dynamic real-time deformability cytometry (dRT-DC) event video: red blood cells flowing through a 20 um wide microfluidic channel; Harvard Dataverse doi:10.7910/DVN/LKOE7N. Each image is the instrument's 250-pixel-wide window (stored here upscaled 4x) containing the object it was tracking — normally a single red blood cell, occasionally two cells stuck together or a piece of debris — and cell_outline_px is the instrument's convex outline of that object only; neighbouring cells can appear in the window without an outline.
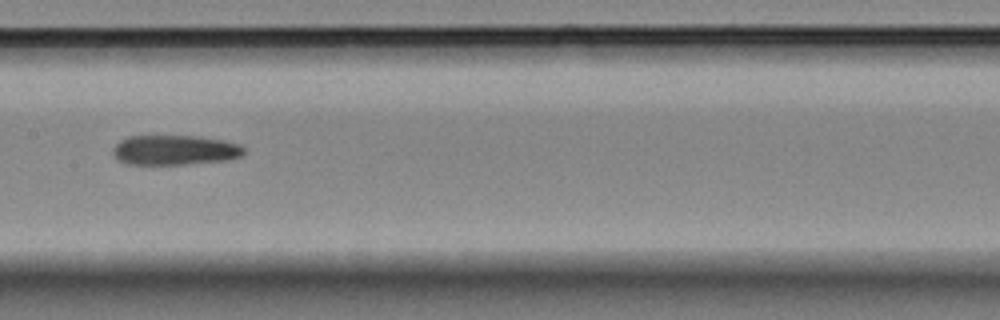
{"species": "Egyptian fruit bat (a non-hibernating species)", "species_latin": "Rousettus aegyptiacus", "temperature_condition": "room temperature", "stored_images_in_passage": 15, "camera_frame_rate_fps": 3000, "um_per_image_px": 0.085, "animal": {"sex": "female"}, "frame": {"image": 1, "passage_image": 7, "time_ms": 8.667, "image_size_px": [1000, 320], "cell_outline_px": [[244, 152], [240, 156], [224, 160], [180, 164], [128, 164], [120, 160], [112, 152], [112, 148], [120, 140], [128, 136], [200, 136], [224, 140], [240, 144], [244, 148]], "centroid_in_image_um": [14.85, 12.74], "position_along_channel_um": 192.6, "area_um2": 22.6}}
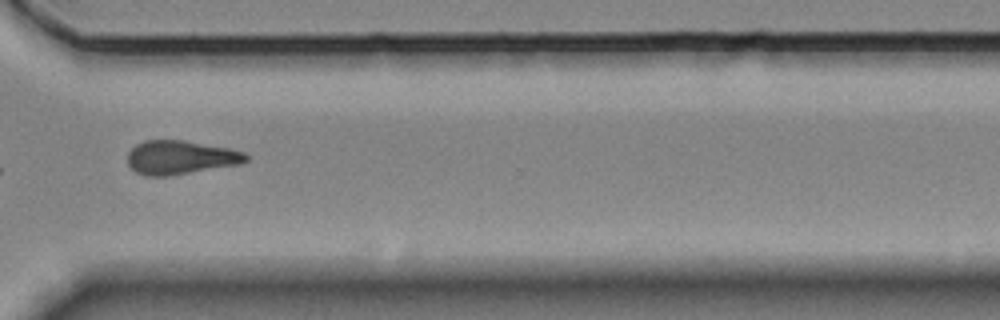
{"frame": {"image": 2, "passage_image": 11, "time_ms": 13.333, "image_size_px": [1000, 320], "cell_outline_px": [[248, 160], [240, 164], [168, 176], [148, 176], [136, 172], [128, 164], [128, 152], [136, 144], [144, 140], [184, 140], [228, 148], [244, 152], [248, 156]], "centroid_in_image_um": [15.33, 13.38], "position_along_channel_um": 355.3, "area_um2": 23.24}}
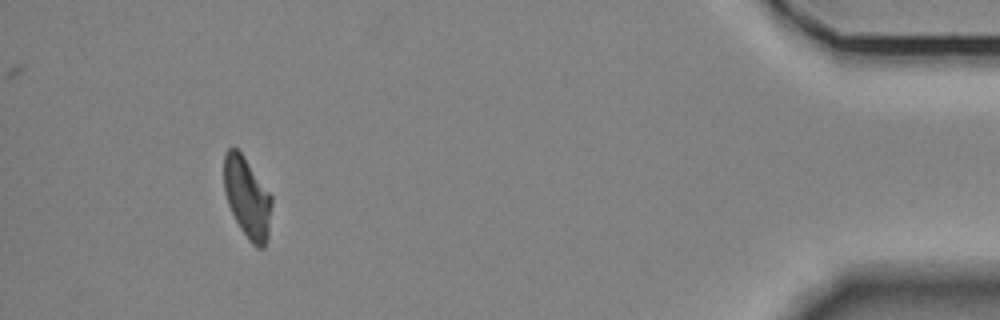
{"frame": {"image": 3, "passage_image": 15, "time_ms": 23.0, "image_size_px": [1000, 320], "cell_outline_px": [[272, 204], [268, 240], [264, 248], [256, 248], [248, 240], [240, 228], [228, 204], [224, 192], [224, 152], [228, 148], [236, 148], [244, 156], [272, 196]], "centroid_in_image_um": [21.02, 16.83], "position_along_channel_um": 414.2, "area_um2": 22.6}}